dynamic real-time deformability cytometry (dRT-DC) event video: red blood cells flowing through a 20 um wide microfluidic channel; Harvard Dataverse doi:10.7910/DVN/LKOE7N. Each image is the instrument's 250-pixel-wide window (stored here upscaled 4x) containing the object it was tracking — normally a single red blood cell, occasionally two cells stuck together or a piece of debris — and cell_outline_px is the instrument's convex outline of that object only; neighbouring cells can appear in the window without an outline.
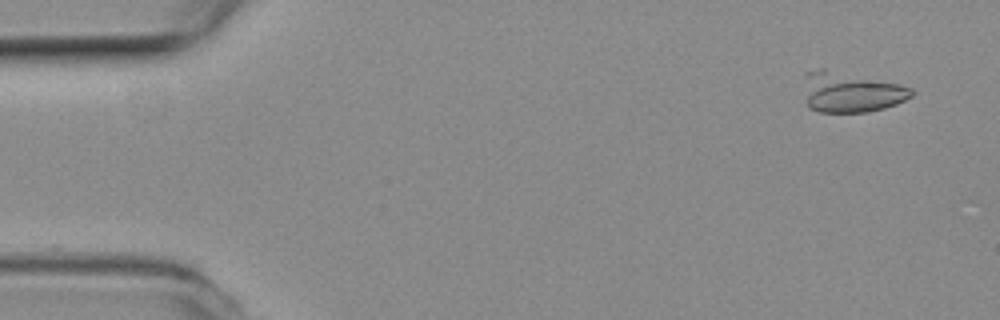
{"species": "common noctule bat (a hibernating species)", "species_latin": "Nyctalus noctula", "temperature_condition": "room temperature", "stored_images_in_passage": 20, "camera_frame_rate_fps": 3000, "um_per_image_px": 0.085, "animal": {"sex": "female", "body_mass_g": 19.3, "forearm_length_mm": 54.1}, "frame": {"image": 1, "passage_image": 2, "time_ms": 0.333, "image_size_px": [1000, 320], "cell_outline_px": [[912, 96], [896, 104], [884, 108], [868, 112], [820, 112], [808, 108], [804, 104], [804, 72], [820, 68], [824, 68], [900, 84], [912, 88]], "centroid_in_image_um": [72.24, 7.83], "position_along_channel_um": 12.8, "area_um2": 25.66}}
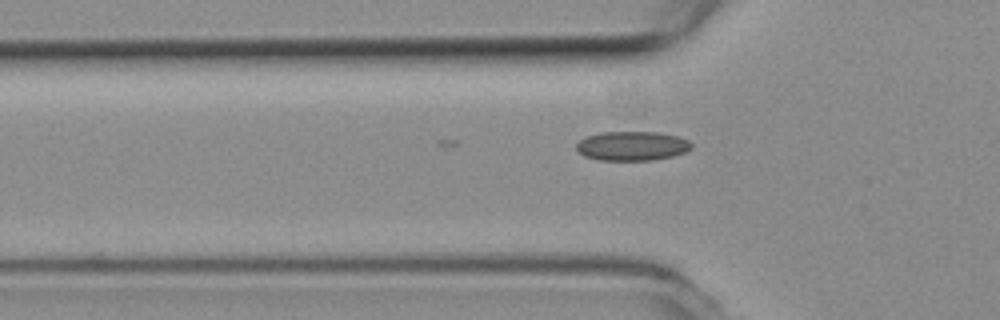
{"frame": {"image": 2, "passage_image": 16, "time_ms": 5.0, "image_size_px": [1000, 320], "cell_outline_px": [[692, 148], [684, 152], [672, 156], [652, 160], [600, 160], [584, 156], [576, 148], [576, 144], [580, 140], [588, 136], [600, 132], [656, 132], [676, 136], [688, 140], [692, 144]], "centroid_in_image_um": [53.72, 12.4], "position_along_channel_um": 72.1, "area_um2": 19.48}}
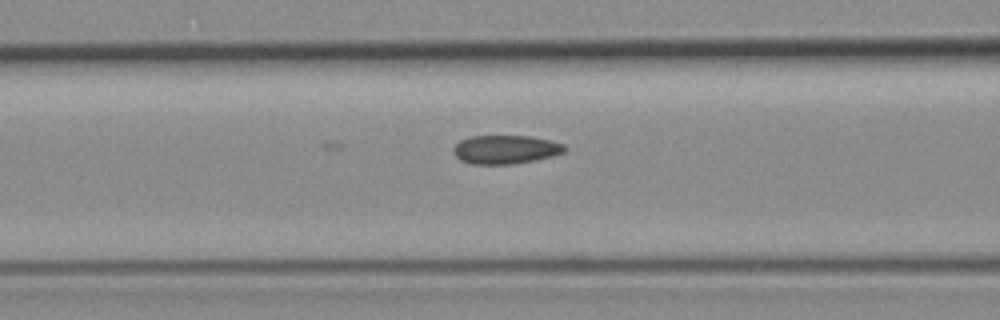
{"frame": {"image": 3, "passage_image": 20, "time_ms": 6.333, "image_size_px": [1000, 320], "cell_outline_px": [[568, 148], [564, 152], [552, 156], [512, 164], [472, 164], [460, 160], [452, 152], [452, 148], [460, 140], [472, 136], [532, 136], [552, 140], [564, 144]], "centroid_in_image_um": [42.97, 12.7], "position_along_channel_um": 123.6, "area_um2": 18.67}}